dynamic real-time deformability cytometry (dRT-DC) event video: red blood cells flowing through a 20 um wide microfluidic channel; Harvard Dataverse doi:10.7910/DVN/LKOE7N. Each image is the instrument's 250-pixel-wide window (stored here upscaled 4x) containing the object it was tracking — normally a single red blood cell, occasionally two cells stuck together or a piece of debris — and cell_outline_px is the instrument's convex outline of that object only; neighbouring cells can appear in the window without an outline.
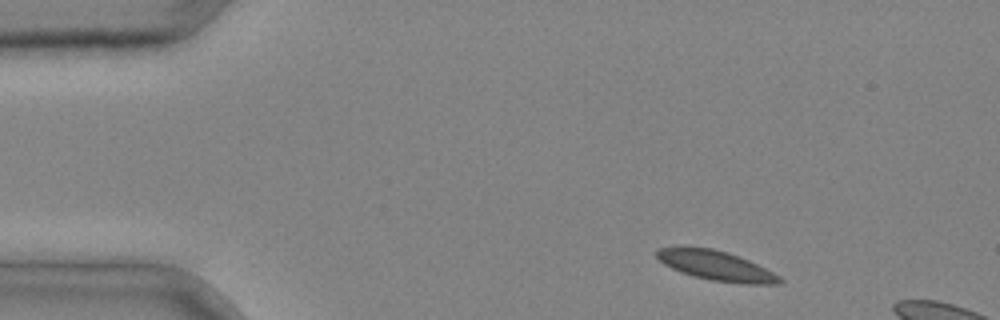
{"species": "common noctule bat (a hibernating species)", "species_latin": "Nyctalus noctula", "temperature_condition": "cold", "stored_images_in_passage": 2, "camera_frame_rate_fps": 3000, "um_per_image_px": 0.085, "animal": {"sex": "male", "body_mass_g": 20.4}, "frame": {"image": 1, "passage_image": 1, "time_ms": 0.0, "image_size_px": [1000, 320], "cell_outline_px": [[784, 284], [740, 284], [712, 280], [692, 276], [680, 272], [664, 264], [656, 256], [656, 248], [680, 244], [684, 244], [712, 248], [728, 252], [748, 260], [780, 276], [784, 280]], "centroid_in_image_um": [60.8, 22.54], "position_along_channel_um": 24.2, "area_um2": 21.91}}